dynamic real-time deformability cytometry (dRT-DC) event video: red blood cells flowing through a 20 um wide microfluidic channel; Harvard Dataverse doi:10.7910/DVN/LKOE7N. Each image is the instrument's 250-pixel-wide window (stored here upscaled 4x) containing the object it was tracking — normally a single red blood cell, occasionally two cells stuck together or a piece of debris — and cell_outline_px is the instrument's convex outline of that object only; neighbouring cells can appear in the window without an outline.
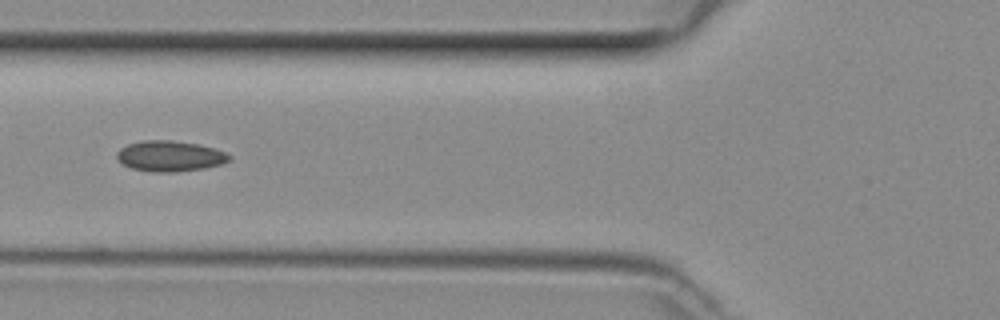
{"species": "common noctule bat (a hibernating species)", "species_latin": "Nyctalus noctula", "temperature_condition": "room temperature", "stored_images_in_passage": 23, "camera_frame_rate_fps": 3000, "um_per_image_px": 0.085, "animal": {"sex": "female", "body_mass_g": 29.2, "forearm_length_mm": 56.3}, "frame": {"image": 1, "passage_image": 4, "time_ms": 1.0, "image_size_px": [1000, 320], "cell_outline_px": [[232, 156], [228, 160], [220, 164], [204, 168], [176, 172], [152, 172], [132, 168], [124, 164], [116, 156], [116, 152], [120, 148], [128, 144], [144, 140], [172, 140], [196, 144], [212, 148], [224, 152]], "centroid_in_image_um": [14.41, 13.27], "position_along_channel_um": 111.4, "area_um2": 19.83}}
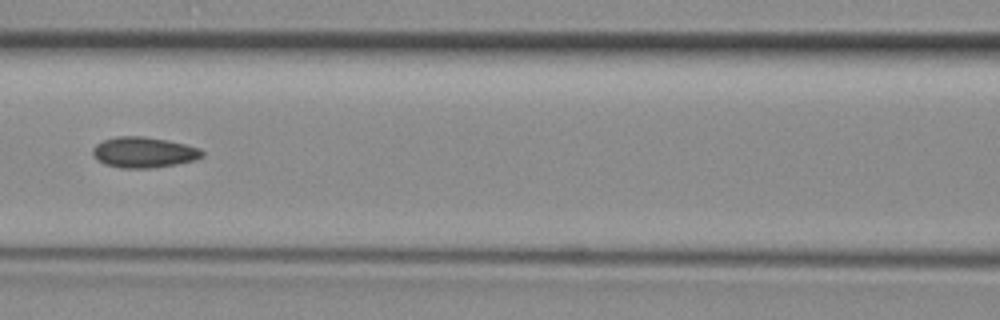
{"frame": {"image": 2, "passage_image": 7, "time_ms": 2.0, "image_size_px": [1000, 320], "cell_outline_px": [[204, 156], [196, 160], [176, 164], [148, 168], [120, 168], [104, 164], [92, 156], [92, 148], [96, 144], [104, 140], [116, 136], [144, 136], [168, 140], [200, 148], [204, 152]], "centroid_in_image_um": [12.21, 12.94], "position_along_channel_um": 154.4, "area_um2": 19.71}}